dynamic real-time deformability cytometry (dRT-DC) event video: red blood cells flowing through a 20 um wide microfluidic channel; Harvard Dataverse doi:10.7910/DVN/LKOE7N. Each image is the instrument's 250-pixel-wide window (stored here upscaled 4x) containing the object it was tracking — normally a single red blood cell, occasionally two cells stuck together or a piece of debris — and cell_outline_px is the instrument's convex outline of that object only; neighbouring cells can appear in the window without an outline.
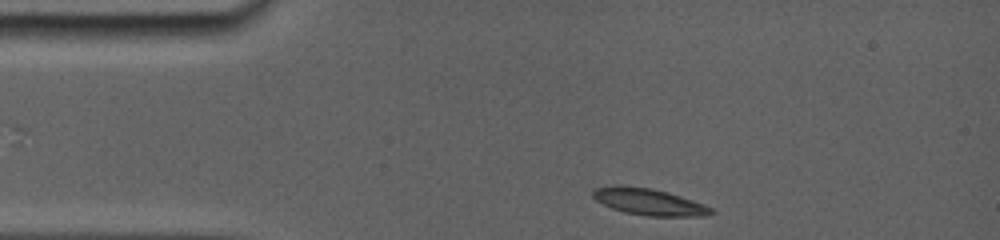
{"species": "common noctule bat (a hibernating species)", "species_latin": "Nyctalus noctula", "temperature_condition": "room temperature", "stored_images_in_passage": 59, "camera_frame_rate_fps": 5000, "um_per_image_px": 0.085, "animal": {"sex": "female", "body_mass_g": 19.0, "forearm_length_mm": 56.7}, "frame": {"image": 1, "passage_image": 1, "time_ms": 0.0, "image_size_px": [1000, 240], "cell_outline_px": [[716, 212], [708, 216], [648, 216], [624, 212], [612, 208], [596, 200], [592, 196], [592, 188], [612, 184], [620, 184], [652, 188], [668, 192], [704, 204], [712, 208]], "centroid_in_image_um": [55.13, 17.13], "position_along_channel_um": 29.9, "area_um2": 18.67}}
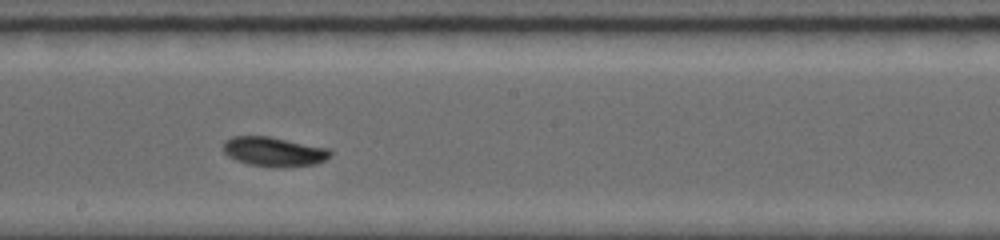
{"frame": {"image": 2, "passage_image": 36, "time_ms": 6.2, "image_size_px": [1000, 240], "cell_outline_px": [[332, 156], [316, 164], [248, 164], [236, 160], [228, 156], [224, 152], [224, 140], [232, 136], [268, 136], [328, 148], [332, 152]], "centroid_in_image_um": [23.25, 12.83], "position_along_channel_um": 224.9, "area_um2": 17.46}}
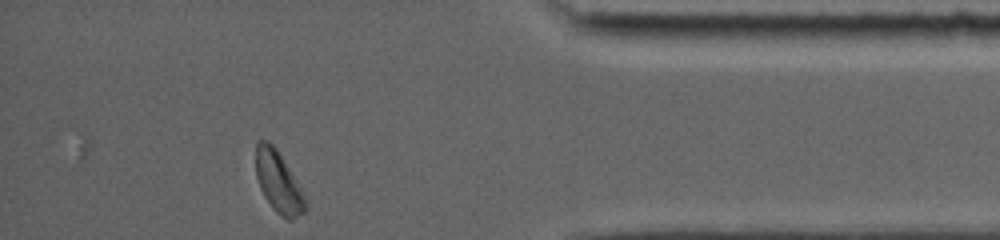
{"frame": {"image": 3, "passage_image": 57, "time_ms": 11.6, "image_size_px": [1000, 240], "cell_outline_px": [[308, 208], [304, 212], [292, 220], [288, 220], [280, 216], [272, 208], [264, 196], [260, 188], [256, 176], [256, 144], [260, 140], [268, 140], [276, 148], [300, 188], [308, 204]], "centroid_in_image_um": [23.66, 15.51], "position_along_channel_um": 411.5, "area_um2": 17.51}, "authors_computed_cell_mechanics": {"area_um2": 17.7446, "velocity_mm_per_s": 3.8202, "shape_relaxation_time_tau1_ms": 10.7375, "shape_relaxation_time_tau2_ms": null, "deformation_change_tau1": 0.2553, "deformation_change_tau2": null}}